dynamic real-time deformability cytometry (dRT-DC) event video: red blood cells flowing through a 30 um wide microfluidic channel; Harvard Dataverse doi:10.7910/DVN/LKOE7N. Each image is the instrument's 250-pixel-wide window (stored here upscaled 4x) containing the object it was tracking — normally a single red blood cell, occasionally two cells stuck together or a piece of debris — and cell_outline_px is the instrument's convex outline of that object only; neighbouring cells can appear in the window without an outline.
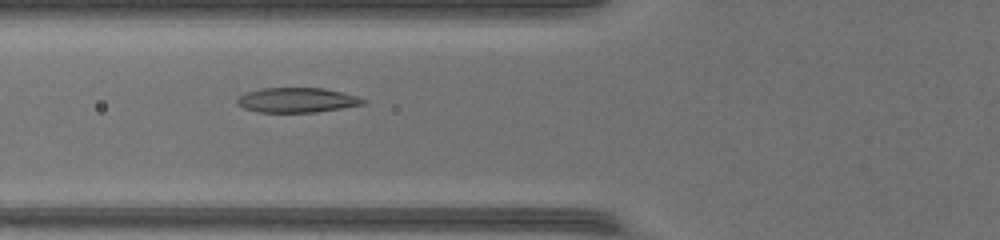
{"species": "common noctule bat (a hibernating species)", "species_latin": "Nyctalus noctula", "temperature_condition": "warm", "stored_images_in_passage": 33, "camera_frame_rate_fps": 3000, "um_per_image_px": 0.085, "animal": {"sex": "female", "body_mass_g": 17.0, "forearm_length_mm": 48.0}, "frame": {"image": 1, "passage_image": 4, "time_ms": 1.0, "image_size_px": [1000, 240], "cell_outline_px": [[368, 100], [364, 104], [316, 112], [256, 112], [244, 108], [236, 104], [236, 100], [240, 96], [248, 92], [260, 88], [324, 88], [360, 96]], "centroid_in_image_um": [25.26, 8.5], "position_along_channel_um": 100.5, "area_um2": 18.26}}
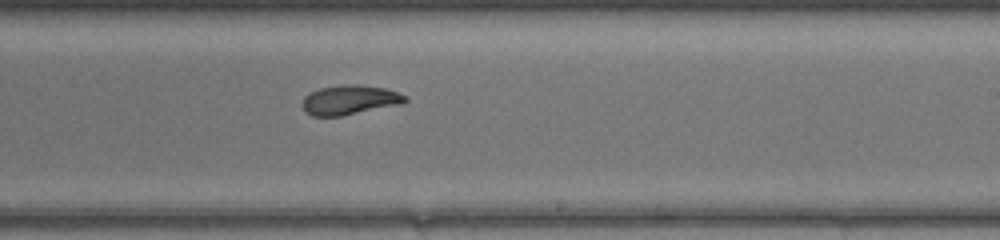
{"frame": {"image": 2, "passage_image": 15, "time_ms": 4.667, "image_size_px": [1000, 240], "cell_outline_px": [[408, 100], [404, 104], [340, 116], [312, 116], [304, 112], [300, 104], [304, 96], [320, 88], [340, 84], [356, 84], [384, 88], [396, 92], [404, 96]], "centroid_in_image_um": [29.68, 8.5], "position_along_channel_um": 259.3, "area_um2": 17.86}}
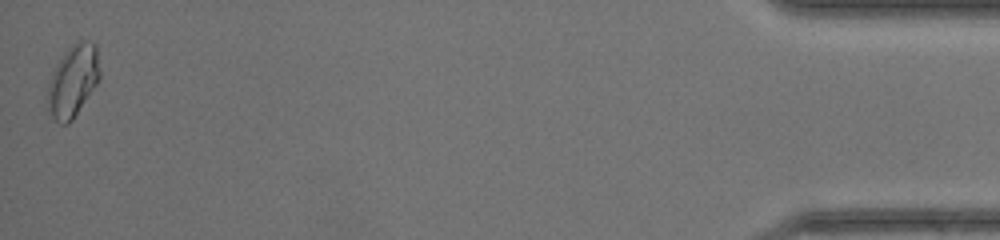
{"frame": {"image": 3, "passage_image": 33, "time_ms": 10.667, "image_size_px": [1000, 240], "cell_outline_px": [[100, 80], [72, 120], [68, 124], [60, 124], [48, 112], [48, 84], [52, 72], [56, 64], [68, 48], [72, 44], [80, 40], [88, 40], [96, 44], [100, 72]], "centroid_in_image_um": [6.22, 6.86], "position_along_channel_um": 429.0, "area_um2": 21.91}, "authors_computed_cell_mechanics": {"area_um2": 18.3226, "velocity_mm_per_s": 4.3359, "shape_relaxation_time_tau1_ms": 6.2137, "shape_relaxation_time_tau2_ms": 2.3686, "deformation_change_tau1": 0.2253, "deformation_change_tau2": 0.0568}}